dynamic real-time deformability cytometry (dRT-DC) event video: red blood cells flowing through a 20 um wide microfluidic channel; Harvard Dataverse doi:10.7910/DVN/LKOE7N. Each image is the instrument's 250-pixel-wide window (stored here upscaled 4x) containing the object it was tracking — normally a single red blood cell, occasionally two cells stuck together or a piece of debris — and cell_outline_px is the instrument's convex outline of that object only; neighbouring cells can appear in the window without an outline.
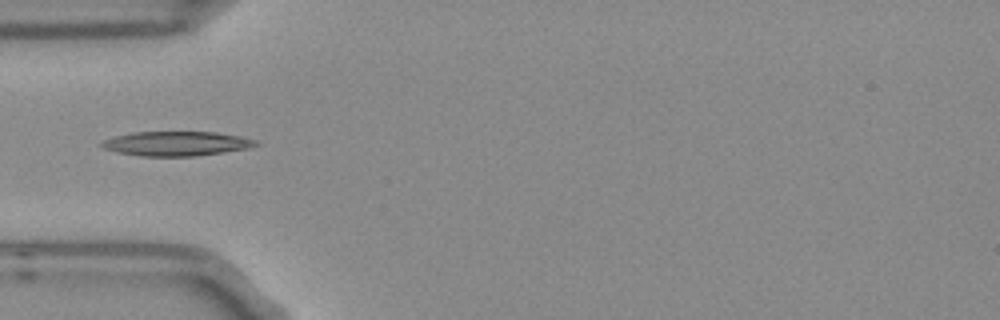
{"species": "Egyptian fruit bat (a non-hibernating species)", "species_latin": "Rousettus aegyptiacus", "temperature_condition": "room temperature", "stored_images_in_passage": 4, "camera_frame_rate_fps": 3000, "um_per_image_px": 0.085, "frame": {"image": 1, "passage_image": 1, "time_ms": 0.0, "image_size_px": [1000, 320], "cell_outline_px": [[260, 144], [248, 148], [192, 156], [144, 156], [116, 152], [104, 148], [100, 144], [104, 140], [116, 136], [132, 132], [216, 132], [240, 136], [256, 140]], "centroid_in_image_um": [14.99, 12.2], "position_along_channel_um": 70.0, "area_um2": 21.68}}
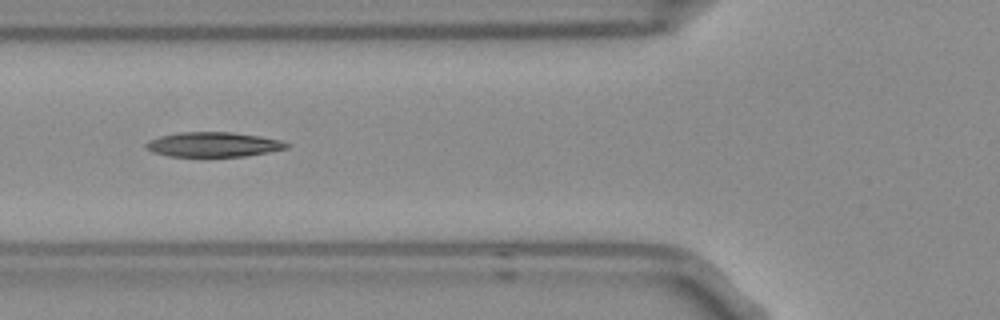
{"frame": {"image": 2, "passage_image": 2, "time_ms": 0.333, "image_size_px": [1000, 320], "cell_outline_px": [[292, 144], [288, 148], [268, 152], [244, 156], [168, 156], [152, 152], [144, 144], [148, 140], [160, 136], [180, 132], [232, 132], [280, 140]], "centroid_in_image_um": [18.13, 12.28], "position_along_channel_um": 107.7, "area_um2": 20.11}}